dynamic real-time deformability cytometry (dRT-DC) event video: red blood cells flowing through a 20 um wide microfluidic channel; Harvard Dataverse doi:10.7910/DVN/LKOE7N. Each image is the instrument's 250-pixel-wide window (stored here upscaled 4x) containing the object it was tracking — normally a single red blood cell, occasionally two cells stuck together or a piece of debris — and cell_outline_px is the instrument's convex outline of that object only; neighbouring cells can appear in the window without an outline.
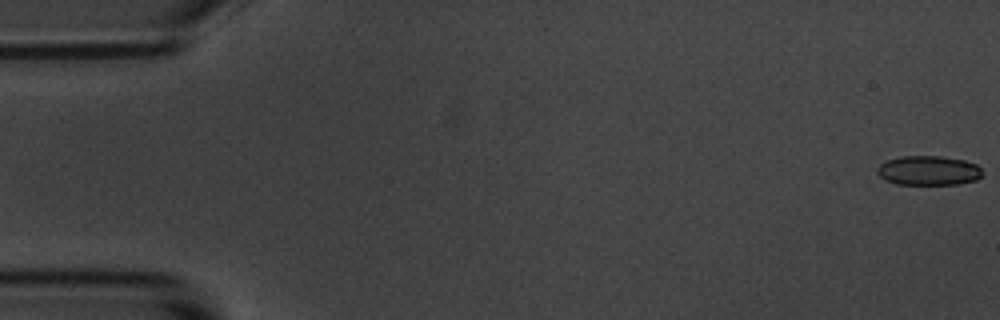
{"species": "common noctule bat (a hibernating species)", "species_latin": "Nyctalus noctula", "temperature_condition": "room temperature", "stored_images_in_passage": 5, "camera_frame_rate_fps": 3000, "um_per_image_px": 0.085, "animal": {"sex": "male", "body_mass_g": 20.1, "forearm_length_mm": 53.5}, "frame": {"image": 1, "passage_image": 1, "time_ms": 0.0, "image_size_px": [1000, 320], "cell_outline_px": [[984, 172], [976, 180], [956, 184], [896, 184], [880, 176], [876, 172], [876, 168], [880, 164], [888, 160], [900, 156], [940, 156], [964, 160], [976, 164]], "centroid_in_image_um": [78.92, 14.49], "position_along_channel_um": 6.1, "area_um2": 17.98}}
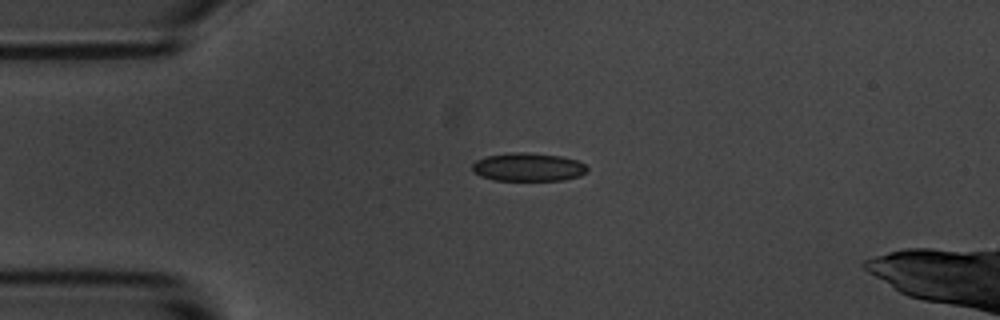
{"frame": {"image": 2, "passage_image": 4, "time_ms": 4.333, "image_size_px": [1000, 320], "cell_outline_px": [[588, 172], [580, 176], [564, 180], [492, 180], [480, 176], [472, 172], [472, 164], [476, 160], [488, 156], [512, 152], [528, 152], [564, 156], [576, 160], [584, 164], [588, 168]], "centroid_in_image_um": [44.9, 14.2], "position_along_channel_um": 40.1, "area_um2": 19.19}}